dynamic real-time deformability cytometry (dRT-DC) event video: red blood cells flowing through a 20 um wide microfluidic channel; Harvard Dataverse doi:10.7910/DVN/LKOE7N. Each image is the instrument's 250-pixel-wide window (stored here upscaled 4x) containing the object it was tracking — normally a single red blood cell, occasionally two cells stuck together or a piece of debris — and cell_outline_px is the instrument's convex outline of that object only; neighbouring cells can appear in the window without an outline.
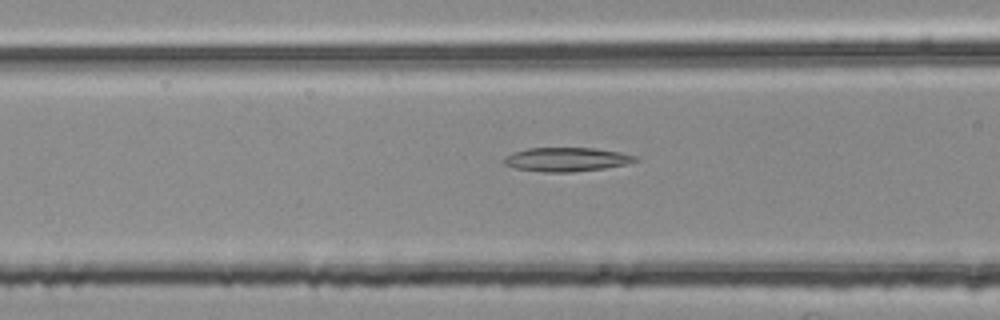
{"species": "common noctule bat (a hibernating species)", "species_latin": "Nyctalus noctula", "temperature_condition": "room temperature", "stored_images_in_passage": 39, "camera_frame_rate_fps": 3000, "um_per_image_px": 0.085, "animal": {"sex": "female", "body_mass_g": 25.1}, "frame": {"image": 1, "passage_image": 11, "time_ms": 3.333, "image_size_px": [1000, 320], "cell_outline_px": [[640, 160], [624, 164], [604, 168], [572, 172], [544, 172], [516, 168], [504, 164], [504, 156], [512, 152], [528, 148], [592, 148], [620, 152], [636, 156]], "centroid_in_image_um": [48.13, 13.55], "position_along_channel_um": 118.5, "area_um2": 18.21}}
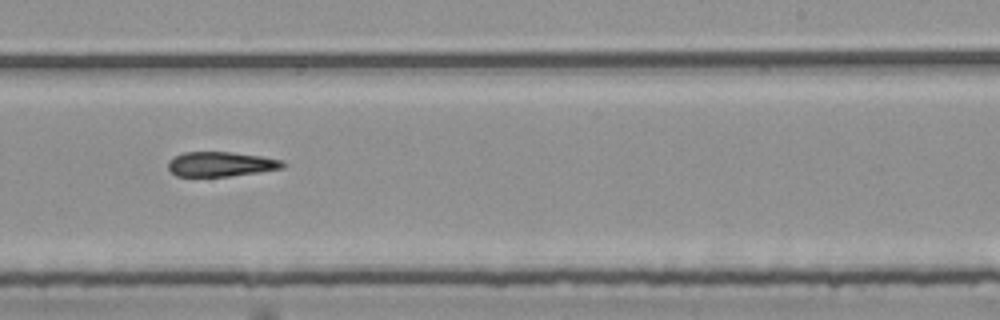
{"frame": {"image": 2, "passage_image": 23, "time_ms": 7.333, "image_size_px": [1000, 320], "cell_outline_px": [[288, 164], [284, 168], [260, 172], [228, 176], [176, 176], [168, 168], [168, 160], [172, 156], [184, 152], [232, 152], [260, 156], [280, 160]], "centroid_in_image_um": [18.76, 13.95], "position_along_channel_um": 270.2, "area_um2": 16.59}}
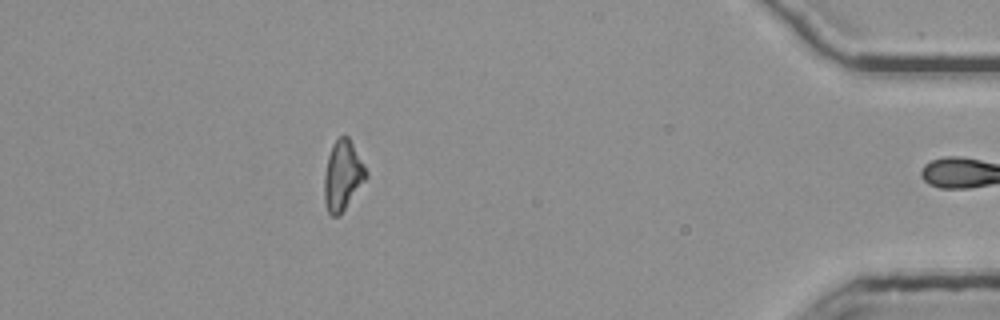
{"frame": {"image": 3, "passage_image": 38, "time_ms": 12.333, "image_size_px": [1000, 320], "cell_outline_px": [[368, 176], [340, 216], [332, 216], [328, 212], [324, 200], [324, 176], [328, 156], [332, 144], [344, 132], [348, 136], [364, 164], [368, 172]], "centroid_in_image_um": [29.13, 14.91], "position_along_channel_um": 406.1, "area_um2": 17.11}}